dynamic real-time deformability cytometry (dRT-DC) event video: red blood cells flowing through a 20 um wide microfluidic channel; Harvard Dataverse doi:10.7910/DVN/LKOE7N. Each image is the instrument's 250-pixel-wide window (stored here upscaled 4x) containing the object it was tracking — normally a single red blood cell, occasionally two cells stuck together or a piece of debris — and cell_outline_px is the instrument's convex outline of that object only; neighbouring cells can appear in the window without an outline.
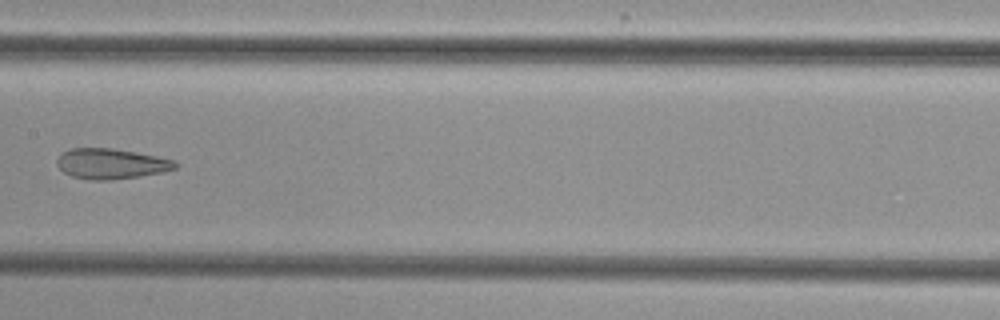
{"species": "common noctule bat (a hibernating species)", "species_latin": "Nyctalus noctula", "temperature_condition": "cold", "stored_images_in_passage": 9, "camera_frame_rate_fps": 3000, "um_per_image_px": 0.085, "animal": {"sex": "female", "body_mass_g": 29.2, "forearm_length_mm": 56.3}, "frame": {"image": 1, "passage_image": 8, "time_ms": 8.333, "image_size_px": [1000, 320], "cell_outline_px": [[180, 164], [176, 168], [164, 172], [112, 180], [88, 180], [72, 176], [64, 172], [56, 164], [56, 160], [60, 152], [72, 148], [112, 148], [136, 152], [176, 160]], "centroid_in_image_um": [9.45, 13.91], "position_along_channel_um": 198.0, "area_um2": 21.15}}
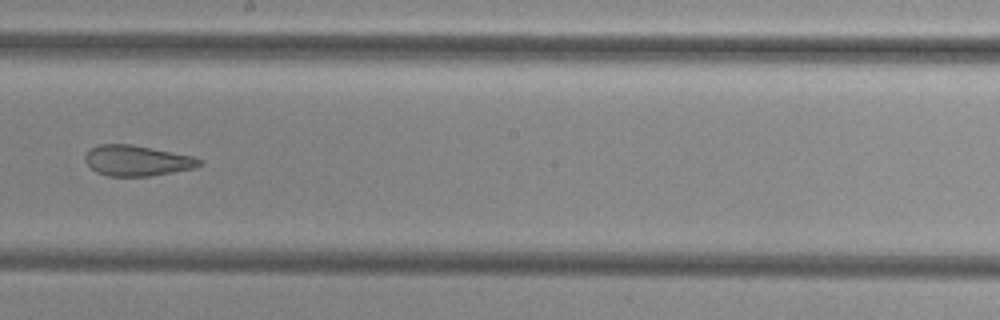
{"frame": {"image": 2, "passage_image": 9, "time_ms": 9.333, "image_size_px": [1000, 320], "cell_outline_px": [[200, 164], [192, 168], [148, 176], [108, 176], [96, 172], [84, 160], [84, 156], [88, 148], [100, 144], [132, 144], [192, 156], [200, 160]], "centroid_in_image_um": [11.55, 13.64], "position_along_channel_um": 236.7, "area_um2": 20.11}}